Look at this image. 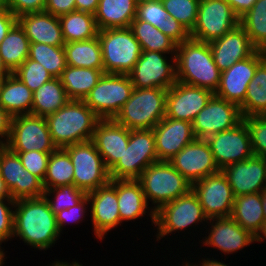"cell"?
<instances>
[{"mask_svg": "<svg viewBox=\"0 0 266 266\" xmlns=\"http://www.w3.org/2000/svg\"><path fill=\"white\" fill-rule=\"evenodd\" d=\"M167 53L142 51L139 60L128 74L134 88L169 89L176 81L175 57Z\"/></svg>", "mask_w": 266, "mask_h": 266, "instance_id": "13", "label": "cell"}, {"mask_svg": "<svg viewBox=\"0 0 266 266\" xmlns=\"http://www.w3.org/2000/svg\"><path fill=\"white\" fill-rule=\"evenodd\" d=\"M15 153H17L24 168L43 182L51 153L39 152L36 150Z\"/></svg>", "mask_w": 266, "mask_h": 266, "instance_id": "47", "label": "cell"}, {"mask_svg": "<svg viewBox=\"0 0 266 266\" xmlns=\"http://www.w3.org/2000/svg\"><path fill=\"white\" fill-rule=\"evenodd\" d=\"M99 0H75L76 11L90 13L95 15Z\"/></svg>", "mask_w": 266, "mask_h": 266, "instance_id": "56", "label": "cell"}, {"mask_svg": "<svg viewBox=\"0 0 266 266\" xmlns=\"http://www.w3.org/2000/svg\"><path fill=\"white\" fill-rule=\"evenodd\" d=\"M138 181L142 185L148 204L152 201L154 212L191 189V184L169 161L150 164L142 172Z\"/></svg>", "mask_w": 266, "mask_h": 266, "instance_id": "5", "label": "cell"}, {"mask_svg": "<svg viewBox=\"0 0 266 266\" xmlns=\"http://www.w3.org/2000/svg\"><path fill=\"white\" fill-rule=\"evenodd\" d=\"M153 132L158 161H170L195 139L191 122L169 117H164Z\"/></svg>", "mask_w": 266, "mask_h": 266, "instance_id": "23", "label": "cell"}, {"mask_svg": "<svg viewBox=\"0 0 266 266\" xmlns=\"http://www.w3.org/2000/svg\"><path fill=\"white\" fill-rule=\"evenodd\" d=\"M169 162L191 185L221 171L206 139L195 138Z\"/></svg>", "mask_w": 266, "mask_h": 266, "instance_id": "18", "label": "cell"}, {"mask_svg": "<svg viewBox=\"0 0 266 266\" xmlns=\"http://www.w3.org/2000/svg\"><path fill=\"white\" fill-rule=\"evenodd\" d=\"M133 89L129 75L104 73L84 102L100 119H114Z\"/></svg>", "mask_w": 266, "mask_h": 266, "instance_id": "8", "label": "cell"}, {"mask_svg": "<svg viewBox=\"0 0 266 266\" xmlns=\"http://www.w3.org/2000/svg\"><path fill=\"white\" fill-rule=\"evenodd\" d=\"M62 36L65 43L85 41L97 37L98 27L95 16L81 11H74L59 17Z\"/></svg>", "mask_w": 266, "mask_h": 266, "instance_id": "37", "label": "cell"}, {"mask_svg": "<svg viewBox=\"0 0 266 266\" xmlns=\"http://www.w3.org/2000/svg\"><path fill=\"white\" fill-rule=\"evenodd\" d=\"M164 34L169 36L177 44L190 38V33L174 17L168 16L164 23Z\"/></svg>", "mask_w": 266, "mask_h": 266, "instance_id": "51", "label": "cell"}, {"mask_svg": "<svg viewBox=\"0 0 266 266\" xmlns=\"http://www.w3.org/2000/svg\"><path fill=\"white\" fill-rule=\"evenodd\" d=\"M239 25V17L226 0H200L197 21L190 38L210 42Z\"/></svg>", "mask_w": 266, "mask_h": 266, "instance_id": "12", "label": "cell"}, {"mask_svg": "<svg viewBox=\"0 0 266 266\" xmlns=\"http://www.w3.org/2000/svg\"><path fill=\"white\" fill-rule=\"evenodd\" d=\"M266 58V51L256 50L250 57L236 62L221 72L216 96L240 106L246 96L247 86L252 80L257 66Z\"/></svg>", "mask_w": 266, "mask_h": 266, "instance_id": "19", "label": "cell"}, {"mask_svg": "<svg viewBox=\"0 0 266 266\" xmlns=\"http://www.w3.org/2000/svg\"><path fill=\"white\" fill-rule=\"evenodd\" d=\"M251 43L257 50L266 51V0H257L249 11L239 18Z\"/></svg>", "mask_w": 266, "mask_h": 266, "instance_id": "40", "label": "cell"}, {"mask_svg": "<svg viewBox=\"0 0 266 266\" xmlns=\"http://www.w3.org/2000/svg\"><path fill=\"white\" fill-rule=\"evenodd\" d=\"M116 192L121 224L124 221H132L150 212L152 224H155V212L144 195L142 185L138 180H116ZM148 208V209H147Z\"/></svg>", "mask_w": 266, "mask_h": 266, "instance_id": "28", "label": "cell"}, {"mask_svg": "<svg viewBox=\"0 0 266 266\" xmlns=\"http://www.w3.org/2000/svg\"><path fill=\"white\" fill-rule=\"evenodd\" d=\"M56 216L44 196L15 200L13 236L34 249L47 250L60 237Z\"/></svg>", "mask_w": 266, "mask_h": 266, "instance_id": "1", "label": "cell"}, {"mask_svg": "<svg viewBox=\"0 0 266 266\" xmlns=\"http://www.w3.org/2000/svg\"><path fill=\"white\" fill-rule=\"evenodd\" d=\"M234 13L240 18L251 9L257 0H226Z\"/></svg>", "mask_w": 266, "mask_h": 266, "instance_id": "55", "label": "cell"}, {"mask_svg": "<svg viewBox=\"0 0 266 266\" xmlns=\"http://www.w3.org/2000/svg\"><path fill=\"white\" fill-rule=\"evenodd\" d=\"M63 47L67 65L104 70L101 45L98 37L85 41L65 43Z\"/></svg>", "mask_w": 266, "mask_h": 266, "instance_id": "33", "label": "cell"}, {"mask_svg": "<svg viewBox=\"0 0 266 266\" xmlns=\"http://www.w3.org/2000/svg\"><path fill=\"white\" fill-rule=\"evenodd\" d=\"M17 23V17L7 8H0V43Z\"/></svg>", "mask_w": 266, "mask_h": 266, "instance_id": "53", "label": "cell"}, {"mask_svg": "<svg viewBox=\"0 0 266 266\" xmlns=\"http://www.w3.org/2000/svg\"><path fill=\"white\" fill-rule=\"evenodd\" d=\"M136 12L135 0H99L94 16L99 30L128 28Z\"/></svg>", "mask_w": 266, "mask_h": 266, "instance_id": "29", "label": "cell"}, {"mask_svg": "<svg viewBox=\"0 0 266 266\" xmlns=\"http://www.w3.org/2000/svg\"><path fill=\"white\" fill-rule=\"evenodd\" d=\"M0 245H2V244L0 243ZM1 248L2 247L0 246V266H3L6 252H4V250Z\"/></svg>", "mask_w": 266, "mask_h": 266, "instance_id": "63", "label": "cell"}, {"mask_svg": "<svg viewBox=\"0 0 266 266\" xmlns=\"http://www.w3.org/2000/svg\"><path fill=\"white\" fill-rule=\"evenodd\" d=\"M255 237V242H264L266 238V223H264L259 232L254 236Z\"/></svg>", "mask_w": 266, "mask_h": 266, "instance_id": "59", "label": "cell"}, {"mask_svg": "<svg viewBox=\"0 0 266 266\" xmlns=\"http://www.w3.org/2000/svg\"><path fill=\"white\" fill-rule=\"evenodd\" d=\"M207 223L211 226L210 233L208 231L205 240L200 241L207 247L218 248L224 254L238 253L237 250H243L255 242V237L231 217L210 218Z\"/></svg>", "mask_w": 266, "mask_h": 266, "instance_id": "24", "label": "cell"}, {"mask_svg": "<svg viewBox=\"0 0 266 266\" xmlns=\"http://www.w3.org/2000/svg\"><path fill=\"white\" fill-rule=\"evenodd\" d=\"M14 204L12 198L0 199V243H4L13 236ZM10 207H9V206Z\"/></svg>", "mask_w": 266, "mask_h": 266, "instance_id": "48", "label": "cell"}, {"mask_svg": "<svg viewBox=\"0 0 266 266\" xmlns=\"http://www.w3.org/2000/svg\"><path fill=\"white\" fill-rule=\"evenodd\" d=\"M17 22L24 29L30 43H44L50 46H64L59 17L46 11L20 15Z\"/></svg>", "mask_w": 266, "mask_h": 266, "instance_id": "27", "label": "cell"}, {"mask_svg": "<svg viewBox=\"0 0 266 266\" xmlns=\"http://www.w3.org/2000/svg\"><path fill=\"white\" fill-rule=\"evenodd\" d=\"M45 118L57 148L92 140L95 126L100 120L84 100H69L61 109Z\"/></svg>", "mask_w": 266, "mask_h": 266, "instance_id": "3", "label": "cell"}, {"mask_svg": "<svg viewBox=\"0 0 266 266\" xmlns=\"http://www.w3.org/2000/svg\"><path fill=\"white\" fill-rule=\"evenodd\" d=\"M70 98L60 78H52L33 92L31 114L46 117L61 109Z\"/></svg>", "mask_w": 266, "mask_h": 266, "instance_id": "34", "label": "cell"}, {"mask_svg": "<svg viewBox=\"0 0 266 266\" xmlns=\"http://www.w3.org/2000/svg\"><path fill=\"white\" fill-rule=\"evenodd\" d=\"M6 7V0H0V8Z\"/></svg>", "mask_w": 266, "mask_h": 266, "instance_id": "66", "label": "cell"}, {"mask_svg": "<svg viewBox=\"0 0 266 266\" xmlns=\"http://www.w3.org/2000/svg\"><path fill=\"white\" fill-rule=\"evenodd\" d=\"M28 58L44 66L54 78H60L67 66L63 46L30 43Z\"/></svg>", "mask_w": 266, "mask_h": 266, "instance_id": "41", "label": "cell"}, {"mask_svg": "<svg viewBox=\"0 0 266 266\" xmlns=\"http://www.w3.org/2000/svg\"><path fill=\"white\" fill-rule=\"evenodd\" d=\"M150 1H162V0H135L137 4L143 3V2H150Z\"/></svg>", "mask_w": 266, "mask_h": 266, "instance_id": "65", "label": "cell"}, {"mask_svg": "<svg viewBox=\"0 0 266 266\" xmlns=\"http://www.w3.org/2000/svg\"><path fill=\"white\" fill-rule=\"evenodd\" d=\"M97 37L101 45L104 73L129 74L141 56V47L128 28L102 29Z\"/></svg>", "mask_w": 266, "mask_h": 266, "instance_id": "6", "label": "cell"}, {"mask_svg": "<svg viewBox=\"0 0 266 266\" xmlns=\"http://www.w3.org/2000/svg\"><path fill=\"white\" fill-rule=\"evenodd\" d=\"M243 120L249 131L253 154L266 160V115L248 116Z\"/></svg>", "mask_w": 266, "mask_h": 266, "instance_id": "45", "label": "cell"}, {"mask_svg": "<svg viewBox=\"0 0 266 266\" xmlns=\"http://www.w3.org/2000/svg\"><path fill=\"white\" fill-rule=\"evenodd\" d=\"M261 200L263 205V214H264V220L266 223V189L261 192Z\"/></svg>", "mask_w": 266, "mask_h": 266, "instance_id": "60", "label": "cell"}, {"mask_svg": "<svg viewBox=\"0 0 266 266\" xmlns=\"http://www.w3.org/2000/svg\"><path fill=\"white\" fill-rule=\"evenodd\" d=\"M129 28L139 42L142 51H158L175 57L177 43L163 34L160 29L136 17L132 20Z\"/></svg>", "mask_w": 266, "mask_h": 266, "instance_id": "35", "label": "cell"}, {"mask_svg": "<svg viewBox=\"0 0 266 266\" xmlns=\"http://www.w3.org/2000/svg\"><path fill=\"white\" fill-rule=\"evenodd\" d=\"M239 108L243 118L266 115V58L257 66L247 86L245 100Z\"/></svg>", "mask_w": 266, "mask_h": 266, "instance_id": "38", "label": "cell"}, {"mask_svg": "<svg viewBox=\"0 0 266 266\" xmlns=\"http://www.w3.org/2000/svg\"><path fill=\"white\" fill-rule=\"evenodd\" d=\"M209 46L214 62L221 72L250 57L257 50L240 24L222 37L210 41Z\"/></svg>", "mask_w": 266, "mask_h": 266, "instance_id": "26", "label": "cell"}, {"mask_svg": "<svg viewBox=\"0 0 266 266\" xmlns=\"http://www.w3.org/2000/svg\"><path fill=\"white\" fill-rule=\"evenodd\" d=\"M129 138L130 130L114 119H100L97 122L92 141L108 170L122 157Z\"/></svg>", "mask_w": 266, "mask_h": 266, "instance_id": "25", "label": "cell"}, {"mask_svg": "<svg viewBox=\"0 0 266 266\" xmlns=\"http://www.w3.org/2000/svg\"><path fill=\"white\" fill-rule=\"evenodd\" d=\"M43 196L48 201L52 212L56 214L63 209L75 206L86 196V193L71 184L45 189ZM49 196H54V198H49Z\"/></svg>", "mask_w": 266, "mask_h": 266, "instance_id": "42", "label": "cell"}, {"mask_svg": "<svg viewBox=\"0 0 266 266\" xmlns=\"http://www.w3.org/2000/svg\"><path fill=\"white\" fill-rule=\"evenodd\" d=\"M234 197L260 193L265 190L266 160L253 155L244 161L225 166L222 170Z\"/></svg>", "mask_w": 266, "mask_h": 266, "instance_id": "22", "label": "cell"}, {"mask_svg": "<svg viewBox=\"0 0 266 266\" xmlns=\"http://www.w3.org/2000/svg\"><path fill=\"white\" fill-rule=\"evenodd\" d=\"M13 152L39 151L52 153L54 145L46 118L33 114L12 117L10 135L5 144Z\"/></svg>", "mask_w": 266, "mask_h": 266, "instance_id": "11", "label": "cell"}, {"mask_svg": "<svg viewBox=\"0 0 266 266\" xmlns=\"http://www.w3.org/2000/svg\"><path fill=\"white\" fill-rule=\"evenodd\" d=\"M44 11L60 17L76 11L75 0H46Z\"/></svg>", "mask_w": 266, "mask_h": 266, "instance_id": "52", "label": "cell"}, {"mask_svg": "<svg viewBox=\"0 0 266 266\" xmlns=\"http://www.w3.org/2000/svg\"><path fill=\"white\" fill-rule=\"evenodd\" d=\"M202 261V262H201ZM199 261L200 264H198L199 266H228L226 265L224 262L221 263L220 260H216L212 257V260L210 258H202V260ZM195 266H198L196 263L194 264Z\"/></svg>", "mask_w": 266, "mask_h": 266, "instance_id": "57", "label": "cell"}, {"mask_svg": "<svg viewBox=\"0 0 266 266\" xmlns=\"http://www.w3.org/2000/svg\"><path fill=\"white\" fill-rule=\"evenodd\" d=\"M46 0H6V7L18 18L30 12H41L45 9Z\"/></svg>", "mask_w": 266, "mask_h": 266, "instance_id": "50", "label": "cell"}, {"mask_svg": "<svg viewBox=\"0 0 266 266\" xmlns=\"http://www.w3.org/2000/svg\"><path fill=\"white\" fill-rule=\"evenodd\" d=\"M73 163V184L86 194L110 181L109 170L92 140L63 148Z\"/></svg>", "mask_w": 266, "mask_h": 266, "instance_id": "9", "label": "cell"}, {"mask_svg": "<svg viewBox=\"0 0 266 266\" xmlns=\"http://www.w3.org/2000/svg\"><path fill=\"white\" fill-rule=\"evenodd\" d=\"M0 74H11V72L4 65L1 57H0Z\"/></svg>", "mask_w": 266, "mask_h": 266, "instance_id": "61", "label": "cell"}, {"mask_svg": "<svg viewBox=\"0 0 266 266\" xmlns=\"http://www.w3.org/2000/svg\"><path fill=\"white\" fill-rule=\"evenodd\" d=\"M74 167L69 154L57 148L50 154L47 171L43 180L44 190L73 184Z\"/></svg>", "mask_w": 266, "mask_h": 266, "instance_id": "39", "label": "cell"}, {"mask_svg": "<svg viewBox=\"0 0 266 266\" xmlns=\"http://www.w3.org/2000/svg\"><path fill=\"white\" fill-rule=\"evenodd\" d=\"M169 14L161 1H150L137 4L136 18L150 23L164 34V23Z\"/></svg>", "mask_w": 266, "mask_h": 266, "instance_id": "46", "label": "cell"}, {"mask_svg": "<svg viewBox=\"0 0 266 266\" xmlns=\"http://www.w3.org/2000/svg\"><path fill=\"white\" fill-rule=\"evenodd\" d=\"M168 89L134 88L114 120L129 130L153 129L166 113Z\"/></svg>", "mask_w": 266, "mask_h": 266, "instance_id": "4", "label": "cell"}, {"mask_svg": "<svg viewBox=\"0 0 266 266\" xmlns=\"http://www.w3.org/2000/svg\"><path fill=\"white\" fill-rule=\"evenodd\" d=\"M242 120L237 104L214 94L196 115L192 122V129L195 138L207 139L210 135L234 128Z\"/></svg>", "mask_w": 266, "mask_h": 266, "instance_id": "15", "label": "cell"}, {"mask_svg": "<svg viewBox=\"0 0 266 266\" xmlns=\"http://www.w3.org/2000/svg\"><path fill=\"white\" fill-rule=\"evenodd\" d=\"M33 92L13 73L7 76L0 91V106L12 117L31 114Z\"/></svg>", "mask_w": 266, "mask_h": 266, "instance_id": "30", "label": "cell"}, {"mask_svg": "<svg viewBox=\"0 0 266 266\" xmlns=\"http://www.w3.org/2000/svg\"><path fill=\"white\" fill-rule=\"evenodd\" d=\"M32 92L54 78L40 63L27 58L14 72Z\"/></svg>", "mask_w": 266, "mask_h": 266, "instance_id": "44", "label": "cell"}, {"mask_svg": "<svg viewBox=\"0 0 266 266\" xmlns=\"http://www.w3.org/2000/svg\"><path fill=\"white\" fill-rule=\"evenodd\" d=\"M12 198L10 192L5 184L4 179L0 176V199Z\"/></svg>", "mask_w": 266, "mask_h": 266, "instance_id": "58", "label": "cell"}, {"mask_svg": "<svg viewBox=\"0 0 266 266\" xmlns=\"http://www.w3.org/2000/svg\"><path fill=\"white\" fill-rule=\"evenodd\" d=\"M11 121L12 116L0 106V145H5L8 141L10 135Z\"/></svg>", "mask_w": 266, "mask_h": 266, "instance_id": "54", "label": "cell"}, {"mask_svg": "<svg viewBox=\"0 0 266 266\" xmlns=\"http://www.w3.org/2000/svg\"><path fill=\"white\" fill-rule=\"evenodd\" d=\"M0 176L13 200L38 198L44 195L42 181L22 165L17 153L0 145Z\"/></svg>", "mask_w": 266, "mask_h": 266, "instance_id": "14", "label": "cell"}, {"mask_svg": "<svg viewBox=\"0 0 266 266\" xmlns=\"http://www.w3.org/2000/svg\"><path fill=\"white\" fill-rule=\"evenodd\" d=\"M189 263H190V262H188V263H187V261H186V262H185V263H183L182 265H183V266H195L194 264H192V263H191V264H189ZM184 264H185V265H184Z\"/></svg>", "mask_w": 266, "mask_h": 266, "instance_id": "68", "label": "cell"}, {"mask_svg": "<svg viewBox=\"0 0 266 266\" xmlns=\"http://www.w3.org/2000/svg\"><path fill=\"white\" fill-rule=\"evenodd\" d=\"M88 204H89V199H88V197L86 195L75 206H73V207H71L69 209H63L60 212L55 214L56 222H57L58 229H59L60 233L62 232L63 228H65V227H63V226L66 225L65 223L68 222V225H69L70 222L79 223L80 221H83L81 219L83 217L85 219V213L87 212L86 210L88 208Z\"/></svg>", "mask_w": 266, "mask_h": 266, "instance_id": "49", "label": "cell"}, {"mask_svg": "<svg viewBox=\"0 0 266 266\" xmlns=\"http://www.w3.org/2000/svg\"><path fill=\"white\" fill-rule=\"evenodd\" d=\"M177 81L213 91L219 88L221 71L214 62L208 42L189 38L177 44L175 53Z\"/></svg>", "mask_w": 266, "mask_h": 266, "instance_id": "2", "label": "cell"}, {"mask_svg": "<svg viewBox=\"0 0 266 266\" xmlns=\"http://www.w3.org/2000/svg\"><path fill=\"white\" fill-rule=\"evenodd\" d=\"M88 209H91V221L96 238L103 240L107 232L121 224L118 198L116 192V179L100 186L97 190L88 192Z\"/></svg>", "mask_w": 266, "mask_h": 266, "instance_id": "20", "label": "cell"}, {"mask_svg": "<svg viewBox=\"0 0 266 266\" xmlns=\"http://www.w3.org/2000/svg\"><path fill=\"white\" fill-rule=\"evenodd\" d=\"M209 218L192 189L177 199L161 206L155 212V224L157 227V240L176 231H183L196 223H206Z\"/></svg>", "mask_w": 266, "mask_h": 266, "instance_id": "10", "label": "cell"}, {"mask_svg": "<svg viewBox=\"0 0 266 266\" xmlns=\"http://www.w3.org/2000/svg\"><path fill=\"white\" fill-rule=\"evenodd\" d=\"M50 266H73V262L72 263H68L67 261L66 262H63V261H55L54 263H52V265Z\"/></svg>", "mask_w": 266, "mask_h": 266, "instance_id": "62", "label": "cell"}, {"mask_svg": "<svg viewBox=\"0 0 266 266\" xmlns=\"http://www.w3.org/2000/svg\"><path fill=\"white\" fill-rule=\"evenodd\" d=\"M214 92L176 81L167 91L165 117L193 122Z\"/></svg>", "mask_w": 266, "mask_h": 266, "instance_id": "21", "label": "cell"}, {"mask_svg": "<svg viewBox=\"0 0 266 266\" xmlns=\"http://www.w3.org/2000/svg\"><path fill=\"white\" fill-rule=\"evenodd\" d=\"M103 74L104 70L67 65L60 79L70 100H84Z\"/></svg>", "mask_w": 266, "mask_h": 266, "instance_id": "32", "label": "cell"}, {"mask_svg": "<svg viewBox=\"0 0 266 266\" xmlns=\"http://www.w3.org/2000/svg\"><path fill=\"white\" fill-rule=\"evenodd\" d=\"M169 16L174 17L190 33L197 21L200 0H162Z\"/></svg>", "mask_w": 266, "mask_h": 266, "instance_id": "43", "label": "cell"}, {"mask_svg": "<svg viewBox=\"0 0 266 266\" xmlns=\"http://www.w3.org/2000/svg\"><path fill=\"white\" fill-rule=\"evenodd\" d=\"M191 189L209 219L231 216L234 195L222 171L195 182Z\"/></svg>", "mask_w": 266, "mask_h": 266, "instance_id": "16", "label": "cell"}, {"mask_svg": "<svg viewBox=\"0 0 266 266\" xmlns=\"http://www.w3.org/2000/svg\"><path fill=\"white\" fill-rule=\"evenodd\" d=\"M261 192L234 197L231 218L255 236L265 223Z\"/></svg>", "mask_w": 266, "mask_h": 266, "instance_id": "31", "label": "cell"}, {"mask_svg": "<svg viewBox=\"0 0 266 266\" xmlns=\"http://www.w3.org/2000/svg\"><path fill=\"white\" fill-rule=\"evenodd\" d=\"M8 75H10V74H0V91H1L3 83H4V81Z\"/></svg>", "mask_w": 266, "mask_h": 266, "instance_id": "64", "label": "cell"}, {"mask_svg": "<svg viewBox=\"0 0 266 266\" xmlns=\"http://www.w3.org/2000/svg\"><path fill=\"white\" fill-rule=\"evenodd\" d=\"M158 162L153 129L130 130L122 157L109 170L110 179L138 180L142 172Z\"/></svg>", "mask_w": 266, "mask_h": 266, "instance_id": "7", "label": "cell"}, {"mask_svg": "<svg viewBox=\"0 0 266 266\" xmlns=\"http://www.w3.org/2000/svg\"><path fill=\"white\" fill-rule=\"evenodd\" d=\"M29 47V38L17 22L0 43V57L11 73L28 58Z\"/></svg>", "mask_w": 266, "mask_h": 266, "instance_id": "36", "label": "cell"}, {"mask_svg": "<svg viewBox=\"0 0 266 266\" xmlns=\"http://www.w3.org/2000/svg\"><path fill=\"white\" fill-rule=\"evenodd\" d=\"M206 140L220 170L254 155L249 131L244 120L232 129L210 135Z\"/></svg>", "mask_w": 266, "mask_h": 266, "instance_id": "17", "label": "cell"}, {"mask_svg": "<svg viewBox=\"0 0 266 266\" xmlns=\"http://www.w3.org/2000/svg\"><path fill=\"white\" fill-rule=\"evenodd\" d=\"M73 266H83L82 264H80L79 262L77 261H73Z\"/></svg>", "mask_w": 266, "mask_h": 266, "instance_id": "67", "label": "cell"}]
</instances>
